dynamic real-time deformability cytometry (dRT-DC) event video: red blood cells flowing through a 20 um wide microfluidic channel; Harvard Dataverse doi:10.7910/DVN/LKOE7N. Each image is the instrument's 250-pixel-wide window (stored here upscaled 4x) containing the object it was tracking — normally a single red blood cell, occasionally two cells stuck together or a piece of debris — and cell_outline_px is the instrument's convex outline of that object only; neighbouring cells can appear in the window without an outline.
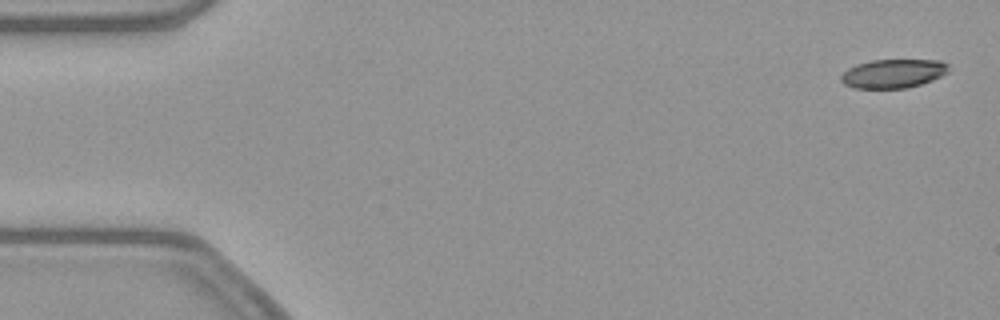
{"species": "common noctule bat (a hibernating species)", "species_latin": "Nyctalus noctula", "temperature_condition": "warm", "stored_images_in_passage": 53, "camera_frame_rate_fps": 3000, "um_per_image_px": 0.085, "animal": {"sex": "female", "body_mass_g": 21.9}, "frame": {"image": 1, "passage_image": 2, "time_ms": 0.333, "image_size_px": [1000, 320], "cell_outline_px": [[948, 72], [932, 80], [908, 88], [852, 88], [844, 84], [840, 80], [840, 76], [848, 68], [856, 64], [872, 60], [940, 60], [948, 64]], "centroid_in_image_um": [75.9, 6.25], "position_along_channel_um": 9.1, "area_um2": 18.09}}
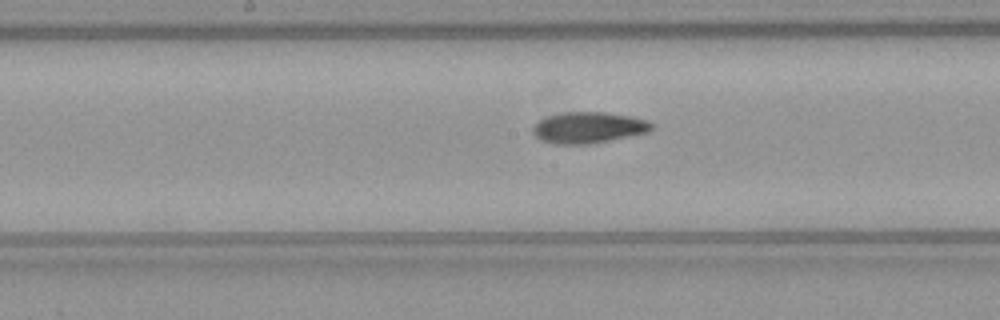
{"frame": {"image": 2, "passage_image": 27, "time_ms": 8.667, "image_size_px": [1000, 320], "cell_outline_px": [[652, 128], [648, 132], [588, 144], [556, 144], [540, 140], [532, 132], [532, 128], [544, 116], [564, 112], [604, 112], [632, 116], [648, 120], [652, 124]], "centroid_in_image_um": [49.99, 10.83], "position_along_channel_um": 198.2, "area_um2": 21.5}}
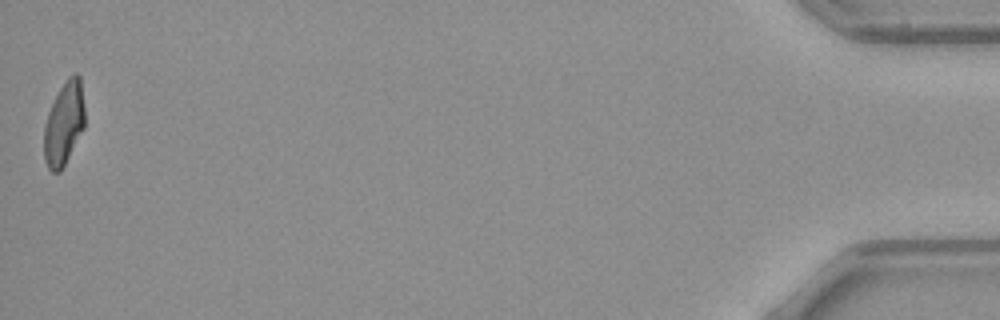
{"frame": {"image": 3, "passage_image": 53, "time_ms": 17.333, "image_size_px": [1000, 320], "cell_outline_px": [[84, 128], [60, 172], [52, 172], [48, 168], [44, 160], [44, 124], [48, 112], [60, 88], [68, 76], [76, 72], [80, 76], [84, 108]], "centroid_in_image_um": [5.43, 10.49], "position_along_channel_um": 429.8, "area_um2": 19.71}, "authors_computed_cell_mechanics": {"area_um2": 20.8658, "velocity_mm_per_s": 3.8866, "shape_relaxation_time_tau1_ms": 6.6718, "shape_relaxation_time_tau2_ms": 3.2455, "deformation_change_tau1": 0.187, "deformation_change_tau2": 0.0976}}